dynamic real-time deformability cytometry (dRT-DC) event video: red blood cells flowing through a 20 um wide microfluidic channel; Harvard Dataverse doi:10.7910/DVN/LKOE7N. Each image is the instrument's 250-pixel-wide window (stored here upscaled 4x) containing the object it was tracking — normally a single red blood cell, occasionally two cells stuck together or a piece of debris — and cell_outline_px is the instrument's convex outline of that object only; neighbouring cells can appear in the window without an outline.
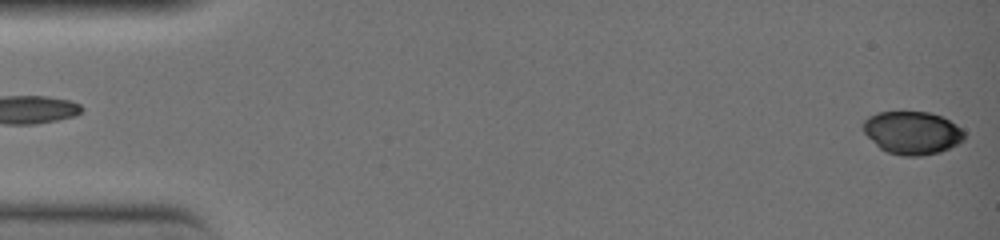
{"species": "common noctule bat (a hibernating species)", "species_latin": "Nyctalus noctula", "temperature_condition": "warm", "stored_images_in_passage": 48, "camera_frame_rate_fps": 3000, "um_per_image_px": 0.085, "animal": {"sex": "female", "body_mass_g": 19.0, "forearm_length_mm": 51.5}, "frame": {"image": 1, "passage_image": 1, "time_ms": 0.0, "image_size_px": [1000, 240], "cell_outline_px": [[964, 140], [940, 152], [924, 156], [904, 156], [888, 152], [880, 148], [864, 132], [864, 120], [868, 116], [876, 112], [928, 112], [940, 116], [956, 124], [964, 132]], "centroid_in_image_um": [77.54, 11.29], "position_along_channel_um": 7.5, "area_um2": 25.09}}
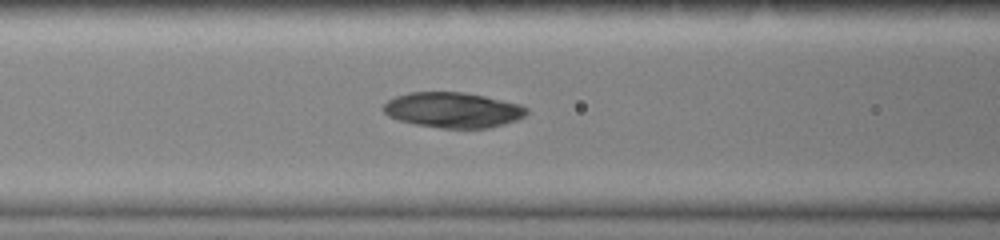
{"frame": {"image": 2, "passage_image": 21, "time_ms": 6.667, "image_size_px": [1000, 240], "cell_outline_px": [[528, 112], [524, 116], [516, 120], [504, 124], [488, 128], [440, 128], [416, 124], [400, 120], [388, 116], [384, 112], [384, 104], [388, 100], [396, 96], [408, 92], [464, 92], [484, 96], [520, 104], [528, 108]], "centroid_in_image_um": [38.51, 9.35], "position_along_channel_um": 128.1, "area_um2": 29.42}}
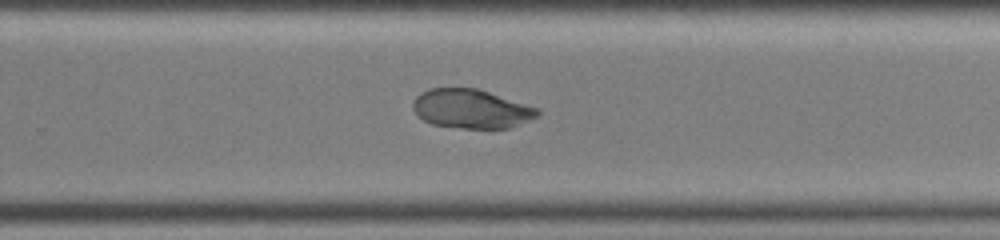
{"frame": {"image": 3, "passage_image": 33, "time_ms": 10.667, "image_size_px": [1000, 240], "cell_outline_px": [[540, 116], [508, 128], [460, 128], [432, 124], [424, 120], [412, 108], [412, 104], [416, 96], [420, 92], [428, 88], [476, 88], [540, 108]], "centroid_in_image_um": [40.07, 9.24], "position_along_channel_um": 289.7, "area_um2": 28.38}, "authors_computed_cell_mechanics": {"area_um2": 29.3046, "velocity_mm_per_s": 4.0525, "shape_relaxation_time_tau1_ms": null, "shape_relaxation_time_tau2_ms": 2.1016, "deformation_change_tau1": null, "deformation_change_tau2": 0.0429}}